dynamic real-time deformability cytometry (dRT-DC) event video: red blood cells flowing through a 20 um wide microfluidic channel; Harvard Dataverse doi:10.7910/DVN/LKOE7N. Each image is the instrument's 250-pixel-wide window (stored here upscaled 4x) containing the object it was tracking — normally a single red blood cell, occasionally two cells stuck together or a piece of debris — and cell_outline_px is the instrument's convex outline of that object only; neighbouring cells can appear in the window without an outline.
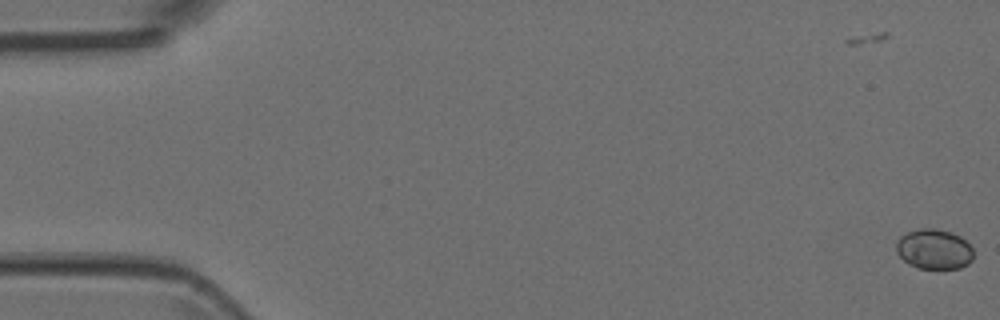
{"species": "Egyptian fruit bat (a non-hibernating species)", "species_latin": "Rousettus aegyptiacus", "temperature_condition": "room temperature", "stored_images_in_passage": 7, "camera_frame_rate_fps": 3000, "um_per_image_px": 0.085, "animal": {"sex": "female"}, "frame": {"image": 1, "passage_image": 2, "time_ms": 0.333, "image_size_px": [1000, 320], "cell_outline_px": [[972, 260], [968, 264], [960, 268], [916, 268], [908, 264], [896, 252], [896, 244], [900, 236], [908, 232], [920, 228], [936, 228], [952, 232], [960, 236], [972, 248]], "centroid_in_image_um": [79.38, 21.17], "position_along_channel_um": 5.6, "area_um2": 18.03}}
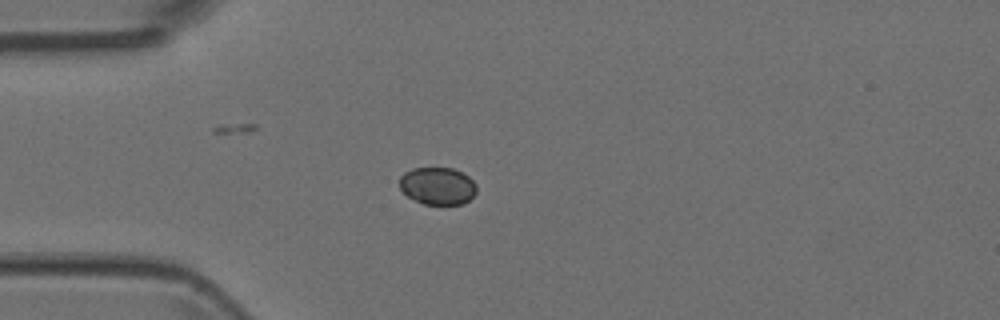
{"frame": {"image": 2, "passage_image": 6, "time_ms": 1.667, "image_size_px": [1000, 320], "cell_outline_px": [[476, 192], [464, 204], [424, 204], [408, 196], [400, 188], [400, 176], [404, 172], [412, 168], [452, 168], [468, 176], [476, 184]], "centroid_in_image_um": [37.19, 15.8], "position_along_channel_um": 47.8, "area_um2": 16.65}}